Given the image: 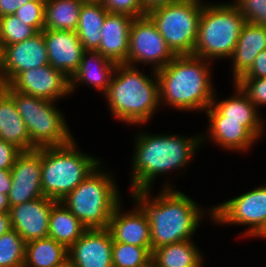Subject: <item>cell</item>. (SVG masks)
<instances>
[{
    "mask_svg": "<svg viewBox=\"0 0 266 267\" xmlns=\"http://www.w3.org/2000/svg\"><path fill=\"white\" fill-rule=\"evenodd\" d=\"M100 3L110 13L126 14L133 18L146 16L140 0H101Z\"/></svg>",
    "mask_w": 266,
    "mask_h": 267,
    "instance_id": "obj_36",
    "label": "cell"
},
{
    "mask_svg": "<svg viewBox=\"0 0 266 267\" xmlns=\"http://www.w3.org/2000/svg\"><path fill=\"white\" fill-rule=\"evenodd\" d=\"M149 267H160L152 259L150 261Z\"/></svg>",
    "mask_w": 266,
    "mask_h": 267,
    "instance_id": "obj_47",
    "label": "cell"
},
{
    "mask_svg": "<svg viewBox=\"0 0 266 267\" xmlns=\"http://www.w3.org/2000/svg\"><path fill=\"white\" fill-rule=\"evenodd\" d=\"M99 167L60 200L87 229L108 228L111 215L121 202L114 178Z\"/></svg>",
    "mask_w": 266,
    "mask_h": 267,
    "instance_id": "obj_6",
    "label": "cell"
},
{
    "mask_svg": "<svg viewBox=\"0 0 266 267\" xmlns=\"http://www.w3.org/2000/svg\"><path fill=\"white\" fill-rule=\"evenodd\" d=\"M31 0H0V17L14 14L19 7Z\"/></svg>",
    "mask_w": 266,
    "mask_h": 267,
    "instance_id": "obj_39",
    "label": "cell"
},
{
    "mask_svg": "<svg viewBox=\"0 0 266 267\" xmlns=\"http://www.w3.org/2000/svg\"><path fill=\"white\" fill-rule=\"evenodd\" d=\"M10 204L8 201V195L0 193V213L9 212Z\"/></svg>",
    "mask_w": 266,
    "mask_h": 267,
    "instance_id": "obj_44",
    "label": "cell"
},
{
    "mask_svg": "<svg viewBox=\"0 0 266 267\" xmlns=\"http://www.w3.org/2000/svg\"><path fill=\"white\" fill-rule=\"evenodd\" d=\"M175 56L147 15L134 18L129 33L127 61L124 64H151L154 72L165 67Z\"/></svg>",
    "mask_w": 266,
    "mask_h": 267,
    "instance_id": "obj_11",
    "label": "cell"
},
{
    "mask_svg": "<svg viewBox=\"0 0 266 267\" xmlns=\"http://www.w3.org/2000/svg\"><path fill=\"white\" fill-rule=\"evenodd\" d=\"M131 160V190H149L158 175L182 169L195 156L198 146L207 137L177 136L176 134H137ZM152 184V185H151Z\"/></svg>",
    "mask_w": 266,
    "mask_h": 267,
    "instance_id": "obj_2",
    "label": "cell"
},
{
    "mask_svg": "<svg viewBox=\"0 0 266 267\" xmlns=\"http://www.w3.org/2000/svg\"><path fill=\"white\" fill-rule=\"evenodd\" d=\"M113 240L109 230L87 229L68 249L71 267H113Z\"/></svg>",
    "mask_w": 266,
    "mask_h": 267,
    "instance_id": "obj_14",
    "label": "cell"
},
{
    "mask_svg": "<svg viewBox=\"0 0 266 267\" xmlns=\"http://www.w3.org/2000/svg\"><path fill=\"white\" fill-rule=\"evenodd\" d=\"M49 64L69 79L78 70L85 49L75 31L44 29Z\"/></svg>",
    "mask_w": 266,
    "mask_h": 267,
    "instance_id": "obj_17",
    "label": "cell"
},
{
    "mask_svg": "<svg viewBox=\"0 0 266 267\" xmlns=\"http://www.w3.org/2000/svg\"><path fill=\"white\" fill-rule=\"evenodd\" d=\"M133 20V17L126 14L108 12L100 31L101 42L97 51L117 64L125 63Z\"/></svg>",
    "mask_w": 266,
    "mask_h": 267,
    "instance_id": "obj_20",
    "label": "cell"
},
{
    "mask_svg": "<svg viewBox=\"0 0 266 267\" xmlns=\"http://www.w3.org/2000/svg\"><path fill=\"white\" fill-rule=\"evenodd\" d=\"M99 165L100 160L77 150L74 139L62 146L41 148V187L44 197L62 200Z\"/></svg>",
    "mask_w": 266,
    "mask_h": 267,
    "instance_id": "obj_5",
    "label": "cell"
},
{
    "mask_svg": "<svg viewBox=\"0 0 266 267\" xmlns=\"http://www.w3.org/2000/svg\"><path fill=\"white\" fill-rule=\"evenodd\" d=\"M151 247H138L122 242H113V267H149Z\"/></svg>",
    "mask_w": 266,
    "mask_h": 267,
    "instance_id": "obj_30",
    "label": "cell"
},
{
    "mask_svg": "<svg viewBox=\"0 0 266 267\" xmlns=\"http://www.w3.org/2000/svg\"><path fill=\"white\" fill-rule=\"evenodd\" d=\"M175 1L177 0H140V3L142 4L144 10L148 12L155 7L166 5Z\"/></svg>",
    "mask_w": 266,
    "mask_h": 267,
    "instance_id": "obj_41",
    "label": "cell"
},
{
    "mask_svg": "<svg viewBox=\"0 0 266 267\" xmlns=\"http://www.w3.org/2000/svg\"><path fill=\"white\" fill-rule=\"evenodd\" d=\"M82 2L46 0L44 29L76 31Z\"/></svg>",
    "mask_w": 266,
    "mask_h": 267,
    "instance_id": "obj_29",
    "label": "cell"
},
{
    "mask_svg": "<svg viewBox=\"0 0 266 267\" xmlns=\"http://www.w3.org/2000/svg\"><path fill=\"white\" fill-rule=\"evenodd\" d=\"M135 67L117 64L104 97L112 116L127 124L140 125L151 120L160 107V92L156 71L153 79Z\"/></svg>",
    "mask_w": 266,
    "mask_h": 267,
    "instance_id": "obj_4",
    "label": "cell"
},
{
    "mask_svg": "<svg viewBox=\"0 0 266 267\" xmlns=\"http://www.w3.org/2000/svg\"><path fill=\"white\" fill-rule=\"evenodd\" d=\"M108 13L100 3H83L76 29L85 51H97L101 42V29Z\"/></svg>",
    "mask_w": 266,
    "mask_h": 267,
    "instance_id": "obj_28",
    "label": "cell"
},
{
    "mask_svg": "<svg viewBox=\"0 0 266 267\" xmlns=\"http://www.w3.org/2000/svg\"><path fill=\"white\" fill-rule=\"evenodd\" d=\"M203 5L201 0H177L146 15L175 55H193Z\"/></svg>",
    "mask_w": 266,
    "mask_h": 267,
    "instance_id": "obj_9",
    "label": "cell"
},
{
    "mask_svg": "<svg viewBox=\"0 0 266 267\" xmlns=\"http://www.w3.org/2000/svg\"><path fill=\"white\" fill-rule=\"evenodd\" d=\"M57 201L40 197L29 202L10 207L12 229L25 242L48 237L50 212Z\"/></svg>",
    "mask_w": 266,
    "mask_h": 267,
    "instance_id": "obj_15",
    "label": "cell"
},
{
    "mask_svg": "<svg viewBox=\"0 0 266 267\" xmlns=\"http://www.w3.org/2000/svg\"><path fill=\"white\" fill-rule=\"evenodd\" d=\"M2 47L6 85H9L25 70L49 64L44 30L22 42Z\"/></svg>",
    "mask_w": 266,
    "mask_h": 267,
    "instance_id": "obj_16",
    "label": "cell"
},
{
    "mask_svg": "<svg viewBox=\"0 0 266 267\" xmlns=\"http://www.w3.org/2000/svg\"><path fill=\"white\" fill-rule=\"evenodd\" d=\"M260 236L263 237V238H266V226L264 227V229L256 237L260 238Z\"/></svg>",
    "mask_w": 266,
    "mask_h": 267,
    "instance_id": "obj_45",
    "label": "cell"
},
{
    "mask_svg": "<svg viewBox=\"0 0 266 267\" xmlns=\"http://www.w3.org/2000/svg\"><path fill=\"white\" fill-rule=\"evenodd\" d=\"M38 33L33 27L24 24L14 14L0 17V44L12 45L29 39Z\"/></svg>",
    "mask_w": 266,
    "mask_h": 267,
    "instance_id": "obj_32",
    "label": "cell"
},
{
    "mask_svg": "<svg viewBox=\"0 0 266 267\" xmlns=\"http://www.w3.org/2000/svg\"><path fill=\"white\" fill-rule=\"evenodd\" d=\"M11 169H0V193L8 195L11 184H12V177H11Z\"/></svg>",
    "mask_w": 266,
    "mask_h": 267,
    "instance_id": "obj_40",
    "label": "cell"
},
{
    "mask_svg": "<svg viewBox=\"0 0 266 267\" xmlns=\"http://www.w3.org/2000/svg\"><path fill=\"white\" fill-rule=\"evenodd\" d=\"M233 84L235 92L230 98L217 102L214 95L212 104L205 110L207 116L209 120L243 121V125L258 139L261 137L263 123L257 107L237 84Z\"/></svg>",
    "mask_w": 266,
    "mask_h": 267,
    "instance_id": "obj_18",
    "label": "cell"
},
{
    "mask_svg": "<svg viewBox=\"0 0 266 267\" xmlns=\"http://www.w3.org/2000/svg\"><path fill=\"white\" fill-rule=\"evenodd\" d=\"M0 140L12 143L22 151L31 150L30 136L13 98L0 92Z\"/></svg>",
    "mask_w": 266,
    "mask_h": 267,
    "instance_id": "obj_23",
    "label": "cell"
},
{
    "mask_svg": "<svg viewBox=\"0 0 266 267\" xmlns=\"http://www.w3.org/2000/svg\"><path fill=\"white\" fill-rule=\"evenodd\" d=\"M10 171V207L44 197L41 187V148L22 151Z\"/></svg>",
    "mask_w": 266,
    "mask_h": 267,
    "instance_id": "obj_12",
    "label": "cell"
},
{
    "mask_svg": "<svg viewBox=\"0 0 266 267\" xmlns=\"http://www.w3.org/2000/svg\"><path fill=\"white\" fill-rule=\"evenodd\" d=\"M166 186L150 199L149 190H131L132 199L150 224L151 251L166 245L190 240L204 216L198 204L181 191Z\"/></svg>",
    "mask_w": 266,
    "mask_h": 267,
    "instance_id": "obj_1",
    "label": "cell"
},
{
    "mask_svg": "<svg viewBox=\"0 0 266 267\" xmlns=\"http://www.w3.org/2000/svg\"><path fill=\"white\" fill-rule=\"evenodd\" d=\"M12 229L9 212L0 213V236Z\"/></svg>",
    "mask_w": 266,
    "mask_h": 267,
    "instance_id": "obj_42",
    "label": "cell"
},
{
    "mask_svg": "<svg viewBox=\"0 0 266 267\" xmlns=\"http://www.w3.org/2000/svg\"><path fill=\"white\" fill-rule=\"evenodd\" d=\"M121 202L116 206L109 221L108 230L113 242L138 247H151L150 224L138 206L132 211L121 212Z\"/></svg>",
    "mask_w": 266,
    "mask_h": 267,
    "instance_id": "obj_19",
    "label": "cell"
},
{
    "mask_svg": "<svg viewBox=\"0 0 266 267\" xmlns=\"http://www.w3.org/2000/svg\"><path fill=\"white\" fill-rule=\"evenodd\" d=\"M9 86L27 95L56 102L70 93V79L50 64L21 72Z\"/></svg>",
    "mask_w": 266,
    "mask_h": 267,
    "instance_id": "obj_13",
    "label": "cell"
},
{
    "mask_svg": "<svg viewBox=\"0 0 266 267\" xmlns=\"http://www.w3.org/2000/svg\"><path fill=\"white\" fill-rule=\"evenodd\" d=\"M45 1L31 0L25 3L14 13L26 25L33 27L37 32L44 30Z\"/></svg>",
    "mask_w": 266,
    "mask_h": 267,
    "instance_id": "obj_33",
    "label": "cell"
},
{
    "mask_svg": "<svg viewBox=\"0 0 266 267\" xmlns=\"http://www.w3.org/2000/svg\"><path fill=\"white\" fill-rule=\"evenodd\" d=\"M209 139L230 151H247L257 138L243 125V121L209 120Z\"/></svg>",
    "mask_w": 266,
    "mask_h": 267,
    "instance_id": "obj_24",
    "label": "cell"
},
{
    "mask_svg": "<svg viewBox=\"0 0 266 267\" xmlns=\"http://www.w3.org/2000/svg\"><path fill=\"white\" fill-rule=\"evenodd\" d=\"M81 1L82 3H97V2H100L101 0H79Z\"/></svg>",
    "mask_w": 266,
    "mask_h": 267,
    "instance_id": "obj_46",
    "label": "cell"
},
{
    "mask_svg": "<svg viewBox=\"0 0 266 267\" xmlns=\"http://www.w3.org/2000/svg\"><path fill=\"white\" fill-rule=\"evenodd\" d=\"M63 267H71L68 263L65 265V266H63Z\"/></svg>",
    "mask_w": 266,
    "mask_h": 267,
    "instance_id": "obj_48",
    "label": "cell"
},
{
    "mask_svg": "<svg viewBox=\"0 0 266 267\" xmlns=\"http://www.w3.org/2000/svg\"><path fill=\"white\" fill-rule=\"evenodd\" d=\"M116 66V62L98 51H85L78 70L70 78V93L75 90L76 85L87 83L88 86L91 85L95 89H100L105 94Z\"/></svg>",
    "mask_w": 266,
    "mask_h": 267,
    "instance_id": "obj_22",
    "label": "cell"
},
{
    "mask_svg": "<svg viewBox=\"0 0 266 267\" xmlns=\"http://www.w3.org/2000/svg\"><path fill=\"white\" fill-rule=\"evenodd\" d=\"M218 224L247 225L248 236H257L266 226V186L258 187L208 210Z\"/></svg>",
    "mask_w": 266,
    "mask_h": 267,
    "instance_id": "obj_10",
    "label": "cell"
},
{
    "mask_svg": "<svg viewBox=\"0 0 266 267\" xmlns=\"http://www.w3.org/2000/svg\"><path fill=\"white\" fill-rule=\"evenodd\" d=\"M246 19L233 3L202 7L193 55L205 60L230 58Z\"/></svg>",
    "mask_w": 266,
    "mask_h": 267,
    "instance_id": "obj_7",
    "label": "cell"
},
{
    "mask_svg": "<svg viewBox=\"0 0 266 267\" xmlns=\"http://www.w3.org/2000/svg\"><path fill=\"white\" fill-rule=\"evenodd\" d=\"M87 230L60 201L56 202L50 212L48 237L69 249Z\"/></svg>",
    "mask_w": 266,
    "mask_h": 267,
    "instance_id": "obj_27",
    "label": "cell"
},
{
    "mask_svg": "<svg viewBox=\"0 0 266 267\" xmlns=\"http://www.w3.org/2000/svg\"><path fill=\"white\" fill-rule=\"evenodd\" d=\"M246 22L266 26V0H234Z\"/></svg>",
    "mask_w": 266,
    "mask_h": 267,
    "instance_id": "obj_34",
    "label": "cell"
},
{
    "mask_svg": "<svg viewBox=\"0 0 266 267\" xmlns=\"http://www.w3.org/2000/svg\"><path fill=\"white\" fill-rule=\"evenodd\" d=\"M264 49H266V26L246 22L230 57V60H233L234 83L251 69L255 57Z\"/></svg>",
    "mask_w": 266,
    "mask_h": 267,
    "instance_id": "obj_21",
    "label": "cell"
},
{
    "mask_svg": "<svg viewBox=\"0 0 266 267\" xmlns=\"http://www.w3.org/2000/svg\"><path fill=\"white\" fill-rule=\"evenodd\" d=\"M151 259L160 267H202L203 263L191 239L160 246L152 251Z\"/></svg>",
    "mask_w": 266,
    "mask_h": 267,
    "instance_id": "obj_26",
    "label": "cell"
},
{
    "mask_svg": "<svg viewBox=\"0 0 266 267\" xmlns=\"http://www.w3.org/2000/svg\"><path fill=\"white\" fill-rule=\"evenodd\" d=\"M4 90L13 98L26 125L31 150L62 146L74 139L62 113L54 106L55 102L13 90L9 85Z\"/></svg>",
    "mask_w": 266,
    "mask_h": 267,
    "instance_id": "obj_8",
    "label": "cell"
},
{
    "mask_svg": "<svg viewBox=\"0 0 266 267\" xmlns=\"http://www.w3.org/2000/svg\"><path fill=\"white\" fill-rule=\"evenodd\" d=\"M26 242L13 229L0 236V267H23Z\"/></svg>",
    "mask_w": 266,
    "mask_h": 267,
    "instance_id": "obj_31",
    "label": "cell"
},
{
    "mask_svg": "<svg viewBox=\"0 0 266 267\" xmlns=\"http://www.w3.org/2000/svg\"><path fill=\"white\" fill-rule=\"evenodd\" d=\"M21 152L14 144L0 140V169H11Z\"/></svg>",
    "mask_w": 266,
    "mask_h": 267,
    "instance_id": "obj_37",
    "label": "cell"
},
{
    "mask_svg": "<svg viewBox=\"0 0 266 267\" xmlns=\"http://www.w3.org/2000/svg\"><path fill=\"white\" fill-rule=\"evenodd\" d=\"M235 84L257 108L266 105V78H240Z\"/></svg>",
    "mask_w": 266,
    "mask_h": 267,
    "instance_id": "obj_35",
    "label": "cell"
},
{
    "mask_svg": "<svg viewBox=\"0 0 266 267\" xmlns=\"http://www.w3.org/2000/svg\"><path fill=\"white\" fill-rule=\"evenodd\" d=\"M241 78H266V49L257 54L253 66Z\"/></svg>",
    "mask_w": 266,
    "mask_h": 267,
    "instance_id": "obj_38",
    "label": "cell"
},
{
    "mask_svg": "<svg viewBox=\"0 0 266 267\" xmlns=\"http://www.w3.org/2000/svg\"><path fill=\"white\" fill-rule=\"evenodd\" d=\"M211 61L195 55H176L156 71L160 102L186 111L206 110L214 98L209 65Z\"/></svg>",
    "mask_w": 266,
    "mask_h": 267,
    "instance_id": "obj_3",
    "label": "cell"
},
{
    "mask_svg": "<svg viewBox=\"0 0 266 267\" xmlns=\"http://www.w3.org/2000/svg\"><path fill=\"white\" fill-rule=\"evenodd\" d=\"M0 86L3 88L6 86V77L3 66V47L0 44Z\"/></svg>",
    "mask_w": 266,
    "mask_h": 267,
    "instance_id": "obj_43",
    "label": "cell"
},
{
    "mask_svg": "<svg viewBox=\"0 0 266 267\" xmlns=\"http://www.w3.org/2000/svg\"><path fill=\"white\" fill-rule=\"evenodd\" d=\"M68 263V249L47 237L26 242L23 267H63Z\"/></svg>",
    "mask_w": 266,
    "mask_h": 267,
    "instance_id": "obj_25",
    "label": "cell"
}]
</instances>
